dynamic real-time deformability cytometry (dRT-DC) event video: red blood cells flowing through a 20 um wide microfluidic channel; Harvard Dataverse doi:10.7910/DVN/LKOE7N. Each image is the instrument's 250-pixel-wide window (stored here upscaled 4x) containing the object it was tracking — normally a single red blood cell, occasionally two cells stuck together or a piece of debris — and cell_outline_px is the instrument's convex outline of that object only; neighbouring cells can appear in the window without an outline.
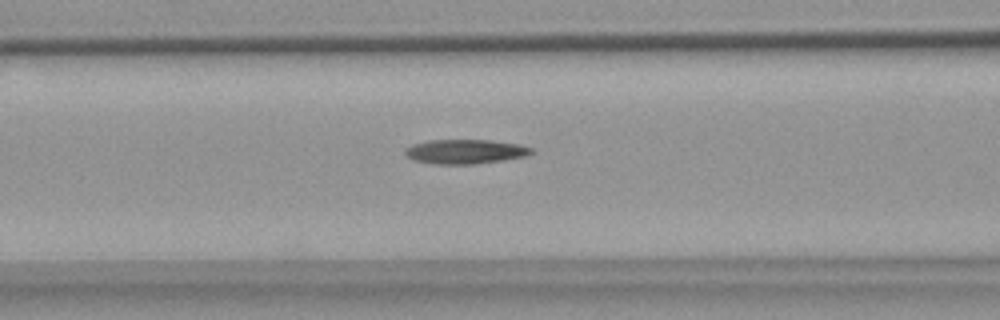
{"species": "common noctule bat (a hibernating species)", "species_latin": "Nyctalus noctula", "temperature_condition": "warm", "stored_images_in_passage": 39, "camera_frame_rate_fps": 3000, "um_per_image_px": 0.085, "animal": {"sex": "female", "body_mass_g": 18.4}, "frame": {"image": 1, "passage_image": 6, "time_ms": 1.667, "image_size_px": [1000, 320], "cell_outline_px": [[532, 152], [524, 156], [504, 160], [476, 164], [432, 164], [412, 160], [404, 156], [404, 148], [412, 144], [428, 140], [492, 140], [520, 144], [532, 148]], "centroid_in_image_um": [39.47, 12.88], "position_along_channel_um": 127.1, "area_um2": 18.21}}
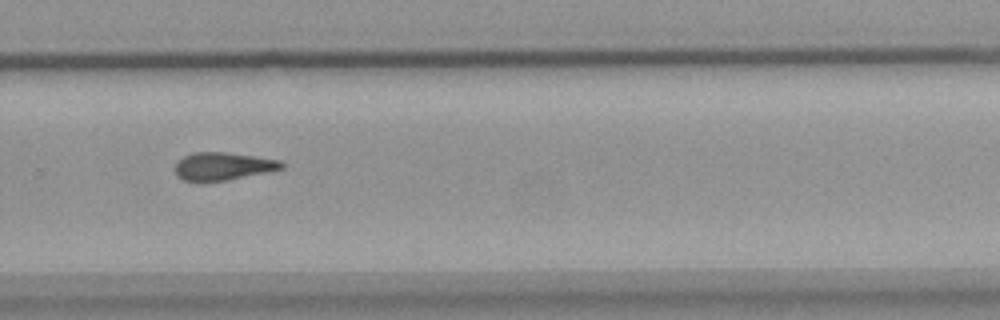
{"frame": {"image": 2, "passage_image": 21, "time_ms": 6.667, "image_size_px": [1000, 320], "cell_outline_px": [[284, 168], [228, 180], [196, 184], [184, 180], [176, 176], [176, 164], [184, 156], [192, 152], [228, 152], [280, 160], [284, 164]], "centroid_in_image_um": [18.91, 14.16], "position_along_channel_um": 310.9, "area_um2": 17.57}}
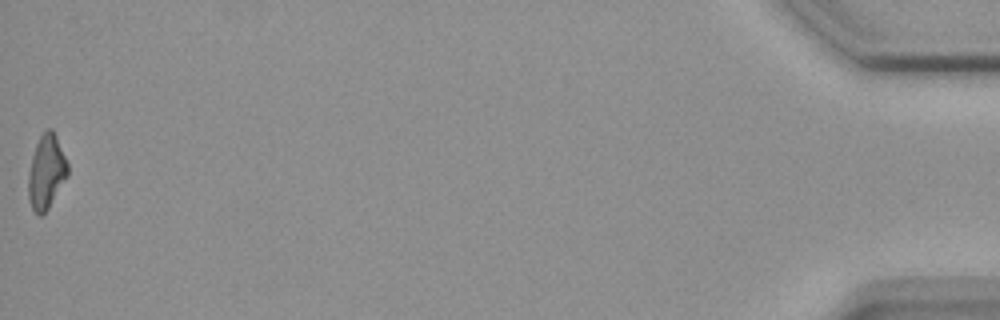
{"frame": {"image": 3, "passage_image": 39, "time_ms": 12.667, "image_size_px": [1000, 320], "cell_outline_px": [[68, 176], [48, 208], [40, 216], [32, 208], [28, 200], [28, 176], [32, 156], [36, 144], [40, 136], [48, 128], [52, 128], [56, 136], [68, 164]], "centroid_in_image_um": [3.94, 14.61], "position_along_channel_um": 431.3, "area_um2": 16.82}}